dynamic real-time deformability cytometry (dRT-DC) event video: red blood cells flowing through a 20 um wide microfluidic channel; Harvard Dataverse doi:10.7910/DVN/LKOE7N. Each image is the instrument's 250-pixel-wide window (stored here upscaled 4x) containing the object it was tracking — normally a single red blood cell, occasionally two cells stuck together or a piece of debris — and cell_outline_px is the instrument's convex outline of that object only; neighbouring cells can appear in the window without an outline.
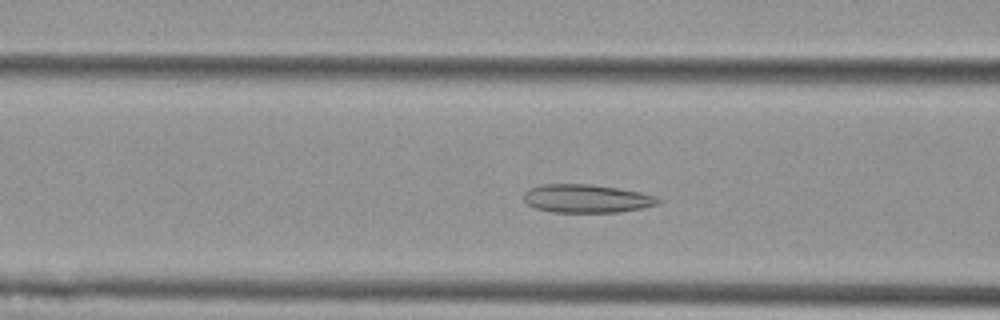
{"species": "Egyptian fruit bat (a non-hibernating species)", "species_latin": "Rousettus aegyptiacus", "temperature_condition": "cold", "stored_images_in_passage": 50, "camera_frame_rate_fps": 3000, "um_per_image_px": 0.085, "animal": {"sex": "female"}, "frame": {"image": 1, "passage_image": 17, "time_ms": 5.333, "image_size_px": [1000, 320], "cell_outline_px": [[664, 200], [660, 204], [644, 208], [620, 212], [552, 212], [536, 208], [524, 204], [524, 192], [528, 188], [544, 184], [588, 184], [616, 188], [640, 192], [656, 196]], "centroid_in_image_um": [49.88, 16.88], "position_along_channel_um": 116.7, "area_um2": 22.43}}
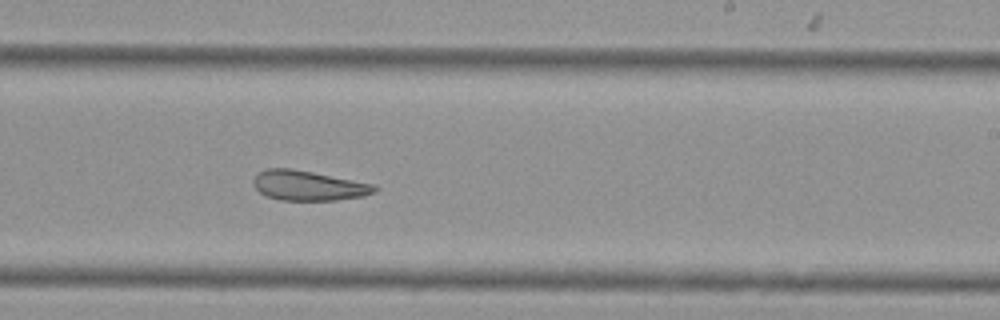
{"frame": {"image": 2, "passage_image": 29, "time_ms": 9.333, "image_size_px": [1000, 320], "cell_outline_px": [[376, 192], [364, 196], [336, 200], [280, 200], [268, 196], [260, 192], [252, 184], [252, 180], [256, 172], [264, 168], [292, 168], [376, 184]], "centroid_in_image_um": [26.19, 15.76], "position_along_channel_um": 262.8, "area_um2": 21.33}}
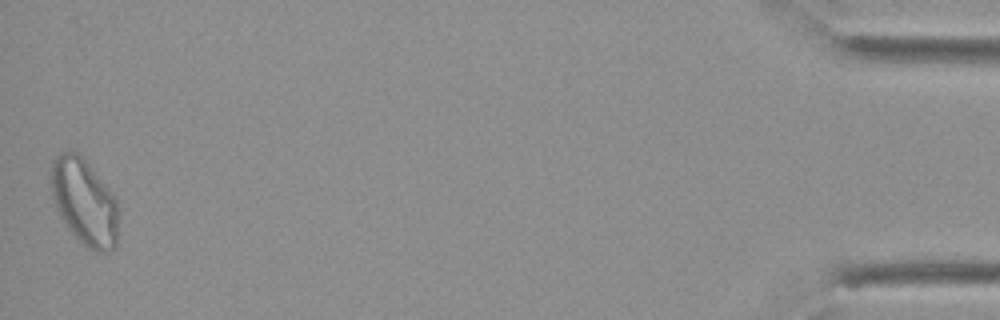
{"frame": {"image": 3, "passage_image": 50, "time_ms": 16.333, "image_size_px": [1000, 320], "cell_outline_px": [[116, 248], [108, 252], [100, 252], [88, 248], [68, 228], [60, 216], [56, 208], [52, 196], [52, 160], [60, 152], [76, 152], [88, 164], [116, 196]], "centroid_in_image_um": [7.17, 17.17], "position_along_channel_um": 428.0, "area_um2": 33.18}, "authors_computed_cell_mechanics": {"area_um2": 25.2586, "velocity_mm_per_s": 3.6708, "shape_relaxation_time_tau1_ms": null, "shape_relaxation_time_tau2_ms": 4.2478, "deformation_change_tau1": null, "deformation_change_tau2": 0.1189}}